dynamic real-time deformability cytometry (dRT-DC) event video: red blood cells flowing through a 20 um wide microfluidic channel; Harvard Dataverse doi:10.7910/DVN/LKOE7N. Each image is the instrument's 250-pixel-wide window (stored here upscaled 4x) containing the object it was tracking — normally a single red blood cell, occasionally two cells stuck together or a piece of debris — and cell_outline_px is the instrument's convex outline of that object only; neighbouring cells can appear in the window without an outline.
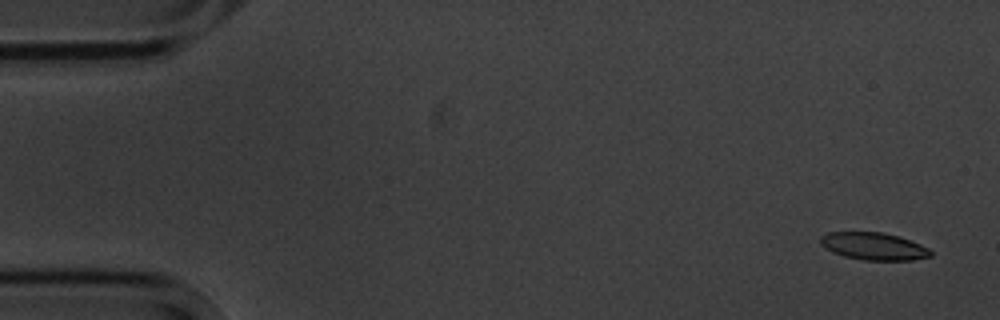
{"species": "common noctule bat (a hibernating species)", "species_latin": "Nyctalus noctula", "temperature_condition": "cold", "stored_images_in_passage": 5, "camera_frame_rate_fps": 3000, "um_per_image_px": 0.085, "animal": {"sex": "male", "body_mass_g": 20.1, "forearm_length_mm": 53.5}, "frame": {"image": 1, "passage_image": 1, "time_ms": 0.0, "image_size_px": [1000, 320], "cell_outline_px": [[932, 256], [912, 260], [864, 260], [844, 256], [832, 252], [820, 244], [820, 236], [828, 232], [880, 232], [896, 236], [920, 244], [928, 248], [932, 252]], "centroid_in_image_um": [74.24, 20.93], "position_along_channel_um": 10.8, "area_um2": 17.46}}